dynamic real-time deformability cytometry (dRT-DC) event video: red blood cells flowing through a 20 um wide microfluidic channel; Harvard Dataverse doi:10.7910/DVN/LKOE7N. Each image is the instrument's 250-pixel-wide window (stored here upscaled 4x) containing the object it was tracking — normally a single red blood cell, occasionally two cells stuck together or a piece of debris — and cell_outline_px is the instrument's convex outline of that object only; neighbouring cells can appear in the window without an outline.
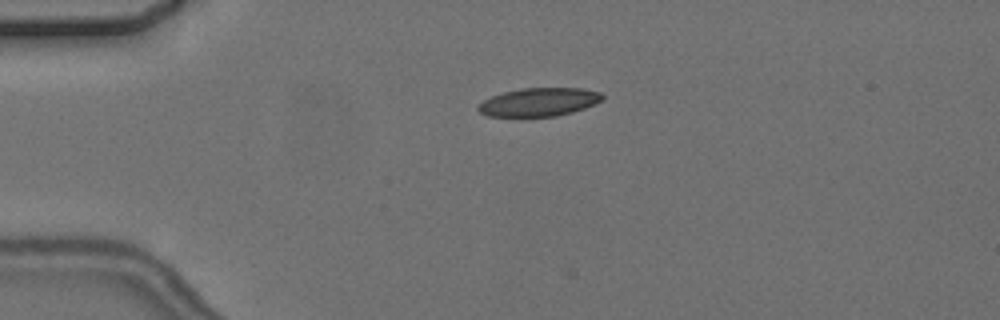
{"species": "common noctule bat (a hibernating species)", "species_latin": "Nyctalus noctula", "temperature_condition": "cold", "stored_images_in_passage": 4, "camera_frame_rate_fps": 3000, "um_per_image_px": 0.085, "animal": {"sex": "female", "body_mass_g": 24.6, "forearm_length_mm": 56.2}, "frame": {"image": 1, "passage_image": 3, "time_ms": 3.333, "image_size_px": [1000, 320], "cell_outline_px": [[604, 96], [600, 100], [584, 108], [572, 112], [556, 116], [488, 116], [480, 112], [476, 108], [484, 100], [492, 96], [504, 92], [520, 88], [580, 88], [600, 92]], "centroid_in_image_um": [45.79, 8.67], "position_along_channel_um": 39.2, "area_um2": 20.23}}